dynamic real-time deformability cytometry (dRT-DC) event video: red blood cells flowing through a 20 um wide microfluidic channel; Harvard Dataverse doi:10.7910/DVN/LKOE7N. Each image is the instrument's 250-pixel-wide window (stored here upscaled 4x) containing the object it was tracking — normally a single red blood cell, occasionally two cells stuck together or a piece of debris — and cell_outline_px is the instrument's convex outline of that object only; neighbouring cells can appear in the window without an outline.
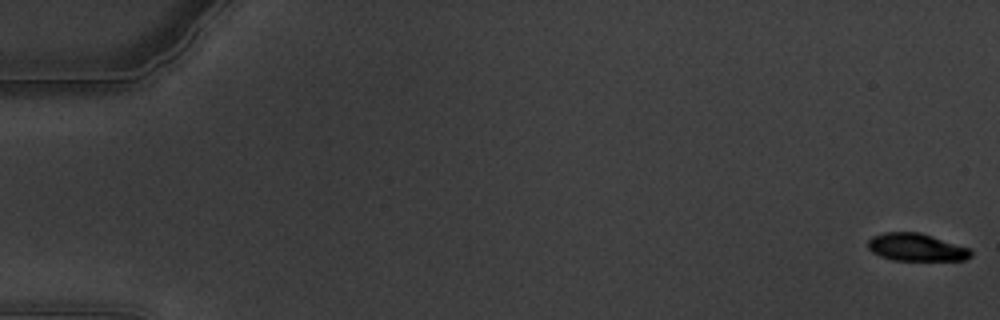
{"species": "common noctule bat (a hibernating species)", "species_latin": "Nyctalus noctula", "temperature_condition": "warm", "stored_images_in_passage": 10, "camera_frame_rate_fps": 3000, "um_per_image_px": 0.085, "animal": {"sex": "male", "body_mass_g": 19.5, "forearm_length_mm": 54.6}, "frame": {"image": 1, "passage_image": 1, "time_ms": 0.0, "image_size_px": [1000, 320], "cell_outline_px": [[972, 256], [964, 260], [892, 260], [880, 256], [872, 252], [868, 248], [868, 240], [872, 236], [884, 232], [920, 232], [968, 248], [972, 252]], "centroid_in_image_um": [77.85, 21.02], "position_along_channel_um": 7.2, "area_um2": 16.47}}